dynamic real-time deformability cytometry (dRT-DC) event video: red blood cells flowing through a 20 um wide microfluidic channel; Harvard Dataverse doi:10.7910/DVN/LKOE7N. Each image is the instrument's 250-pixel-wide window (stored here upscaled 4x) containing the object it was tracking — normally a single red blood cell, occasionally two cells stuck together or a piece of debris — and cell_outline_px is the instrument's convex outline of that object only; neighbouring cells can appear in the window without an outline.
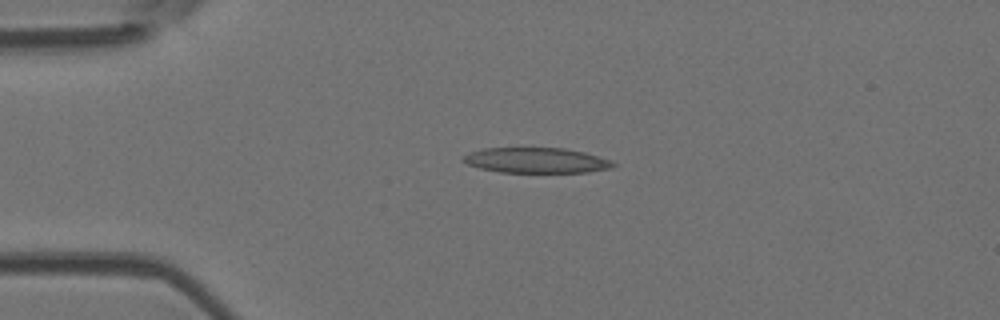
{"species": "Egyptian fruit bat (a non-hibernating species)", "species_latin": "Rousettus aegyptiacus", "temperature_condition": "room temperature", "stored_images_in_passage": 42, "camera_frame_rate_fps": 3000, "um_per_image_px": 0.085, "animal": {"sex": "female"}, "frame": {"image": 1, "passage_image": 1, "time_ms": 0.0, "image_size_px": [1000, 320], "cell_outline_px": [[616, 164], [612, 168], [588, 172], [500, 172], [480, 168], [468, 164], [460, 160], [460, 156], [468, 152], [484, 148], [564, 148], [584, 152], [612, 160]], "centroid_in_image_um": [45.55, 13.62], "position_along_channel_um": 39.4, "area_um2": 22.25}}
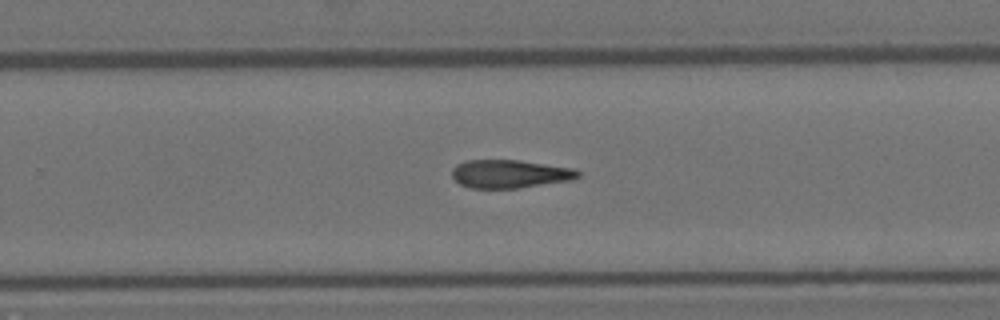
{"frame": {"image": 2, "passage_image": 23, "time_ms": 7.333, "image_size_px": [1000, 320], "cell_outline_px": [[580, 176], [572, 180], [520, 188], [472, 188], [460, 184], [452, 176], [452, 168], [456, 164], [464, 160], [520, 160], [576, 168], [580, 172]], "centroid_in_image_um": [43.36, 14.77], "position_along_channel_um": 286.4, "area_um2": 20.98}}
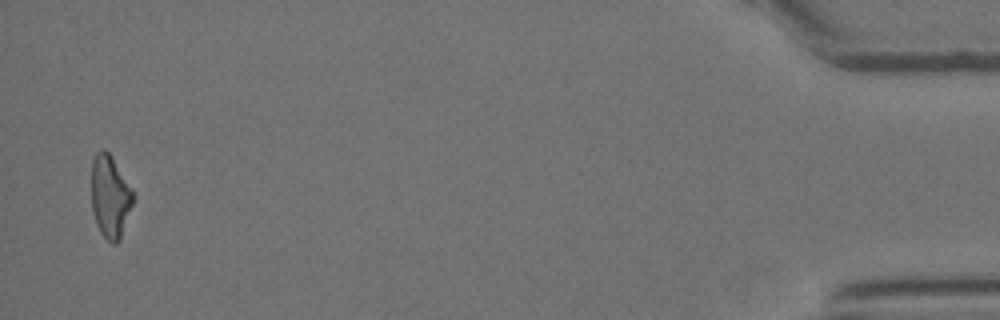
{"frame": {"image": 3, "passage_image": 41, "time_ms": 13.333, "image_size_px": [1000, 320], "cell_outline_px": [[132, 204], [120, 240], [116, 244], [112, 244], [100, 232], [96, 224], [92, 208], [92, 160], [96, 152], [100, 148], [104, 148], [112, 156], [132, 188]], "centroid_in_image_um": [9.34, 16.68], "position_along_channel_um": 425.9, "area_um2": 20.0}}